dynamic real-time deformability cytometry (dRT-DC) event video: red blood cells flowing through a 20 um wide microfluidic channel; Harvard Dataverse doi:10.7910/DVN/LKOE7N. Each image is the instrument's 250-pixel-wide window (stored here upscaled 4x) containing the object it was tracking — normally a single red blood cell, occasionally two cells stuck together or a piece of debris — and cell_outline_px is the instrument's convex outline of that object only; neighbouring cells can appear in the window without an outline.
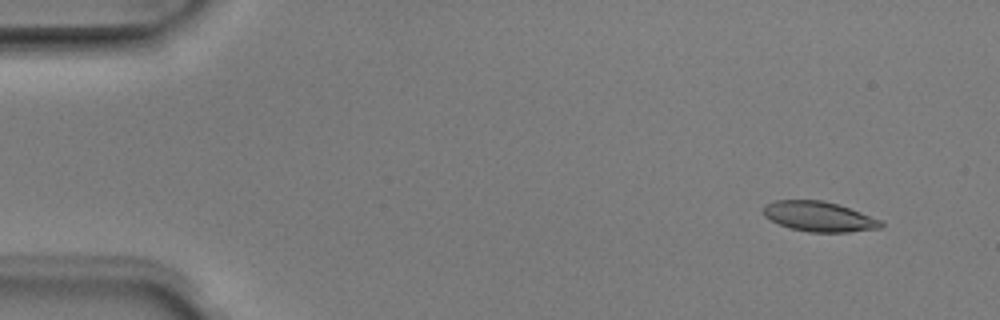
{"species": "Egyptian fruit bat (a non-hibernating species)", "species_latin": "Rousettus aegyptiacus", "temperature_condition": "room temperature", "stored_images_in_passage": 5, "camera_frame_rate_fps": 3000, "um_per_image_px": 0.085, "animal": {"sex": "male"}, "frame": {"image": 1, "passage_image": 2, "time_ms": 0.333, "image_size_px": [1000, 320], "cell_outline_px": [[884, 224], [880, 228], [848, 232], [808, 232], [792, 228], [780, 224], [764, 216], [764, 204], [776, 200], [824, 200], [860, 212], [880, 220]], "centroid_in_image_um": [69.6, 18.4], "position_along_channel_um": 15.4, "area_um2": 20.29}}
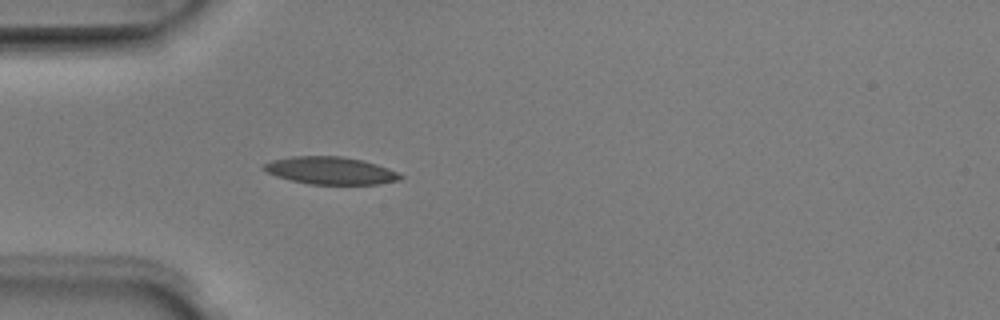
{"frame": {"image": 2, "passage_image": 5, "time_ms": 1.333, "image_size_px": [1000, 320], "cell_outline_px": [[404, 176], [400, 180], [380, 184], [308, 184], [276, 176], [260, 168], [264, 164], [272, 160], [292, 156], [344, 156], [376, 164], [388, 168]], "centroid_in_image_um": [28.09, 14.5], "position_along_channel_um": 56.9, "area_um2": 21.79}}